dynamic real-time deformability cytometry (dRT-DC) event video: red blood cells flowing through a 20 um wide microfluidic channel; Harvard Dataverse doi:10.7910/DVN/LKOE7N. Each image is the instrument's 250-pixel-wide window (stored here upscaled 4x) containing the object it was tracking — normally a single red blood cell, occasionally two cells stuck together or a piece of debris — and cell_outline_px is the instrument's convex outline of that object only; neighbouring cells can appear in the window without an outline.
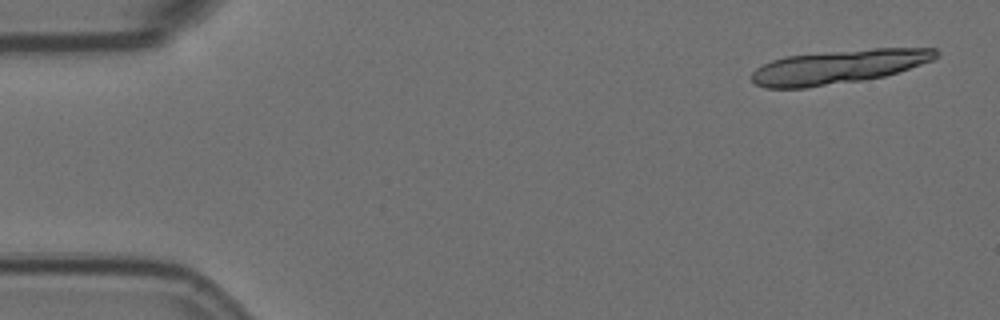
{"species": "Egyptian fruit bat (a non-hibernating species)", "species_latin": "Rousettus aegyptiacus", "temperature_condition": "room temperature", "stored_images_in_passage": 6, "segment_of_instrument_passage": [1, 2], "camera_frame_rate_fps": 3000, "um_per_image_px": 0.085, "animal": {"sex": "female"}, "frame": {"image": 1, "passage_image": 1, "time_ms": 0.0, "image_size_px": [1000, 320], "cell_outline_px": [[940, 52], [932, 60], [884, 76], [860, 80], [804, 88], [764, 88], [756, 84], [752, 80], [752, 72], [756, 68], [772, 60], [784, 56], [872, 48], [936, 48]], "centroid_in_image_um": [71.24, 5.67], "position_along_channel_um": 13.8, "area_um2": 35.95}}